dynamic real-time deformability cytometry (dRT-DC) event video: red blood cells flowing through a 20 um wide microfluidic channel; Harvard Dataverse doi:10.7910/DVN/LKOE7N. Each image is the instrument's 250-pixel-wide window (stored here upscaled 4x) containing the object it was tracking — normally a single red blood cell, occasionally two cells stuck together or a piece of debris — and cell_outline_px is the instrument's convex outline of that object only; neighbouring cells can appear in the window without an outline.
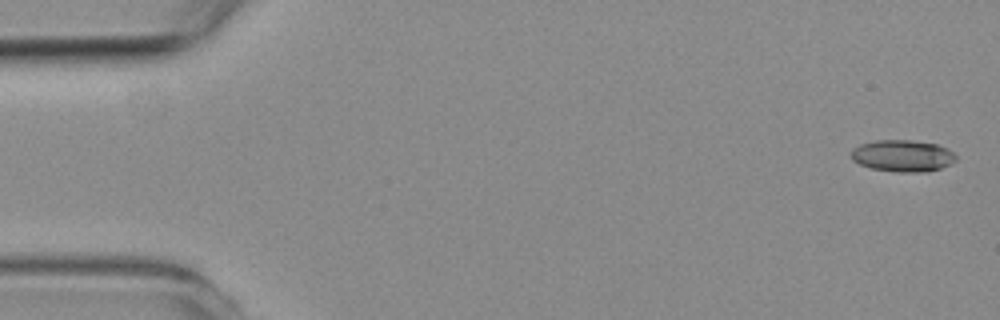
{"species": "common noctule bat (a hibernating species)", "species_latin": "Nyctalus noctula", "temperature_condition": "room temperature", "stored_images_in_passage": 4, "camera_frame_rate_fps": 3000, "um_per_image_px": 0.085, "animal": {"sex": "female", "body_mass_g": 19.3, "forearm_length_mm": 54.1}, "frame": {"image": 1, "passage_image": 1, "time_ms": 0.0, "image_size_px": [1000, 320], "cell_outline_px": [[956, 160], [940, 168], [924, 172], [892, 172], [872, 168], [860, 164], [852, 160], [852, 148], [860, 144], [876, 140], [912, 140], [936, 144], [948, 148], [956, 156]], "centroid_in_image_um": [76.71, 13.24], "position_along_channel_um": 8.3, "area_um2": 19.36}}
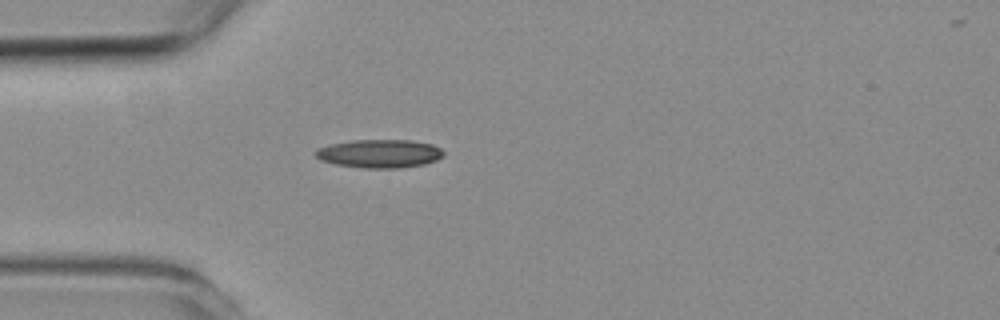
{"frame": {"image": 2, "passage_image": 4, "time_ms": 4.667, "image_size_px": [1000, 320], "cell_outline_px": [[444, 156], [436, 160], [424, 164], [400, 168], [364, 168], [336, 164], [320, 160], [312, 152], [316, 148], [328, 144], [352, 140], [412, 140], [432, 144], [440, 148], [444, 152]], "centroid_in_image_um": [32.23, 13.05], "position_along_channel_um": 52.8, "area_um2": 21.39}}